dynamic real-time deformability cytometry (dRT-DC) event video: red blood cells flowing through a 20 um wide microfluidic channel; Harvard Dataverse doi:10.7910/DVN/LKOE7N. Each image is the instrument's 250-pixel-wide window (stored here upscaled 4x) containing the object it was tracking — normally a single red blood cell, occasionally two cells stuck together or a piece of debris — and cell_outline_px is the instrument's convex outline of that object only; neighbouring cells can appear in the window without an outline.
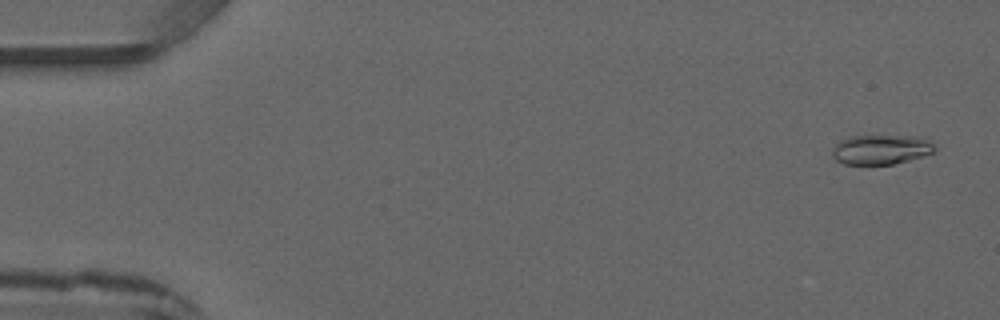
{"species": "common noctule bat (a hibernating species)", "species_latin": "Nyctalus noctula", "temperature_condition": "warm", "stored_images_in_passage": 4, "camera_frame_rate_fps": 3000, "um_per_image_px": 0.085, "animal": {"sex": "male", "forearm_length_mm": 52.5}, "frame": {"image": 1, "passage_image": 1, "time_ms": 0.0, "image_size_px": [1000, 320], "cell_outline_px": [[936, 152], [924, 156], [892, 164], [844, 164], [836, 160], [832, 156], [832, 148], [840, 140], [848, 136], [928, 136], [936, 148]], "centroid_in_image_um": [74.94, 12.69], "position_along_channel_um": 10.1, "area_um2": 18.03}}